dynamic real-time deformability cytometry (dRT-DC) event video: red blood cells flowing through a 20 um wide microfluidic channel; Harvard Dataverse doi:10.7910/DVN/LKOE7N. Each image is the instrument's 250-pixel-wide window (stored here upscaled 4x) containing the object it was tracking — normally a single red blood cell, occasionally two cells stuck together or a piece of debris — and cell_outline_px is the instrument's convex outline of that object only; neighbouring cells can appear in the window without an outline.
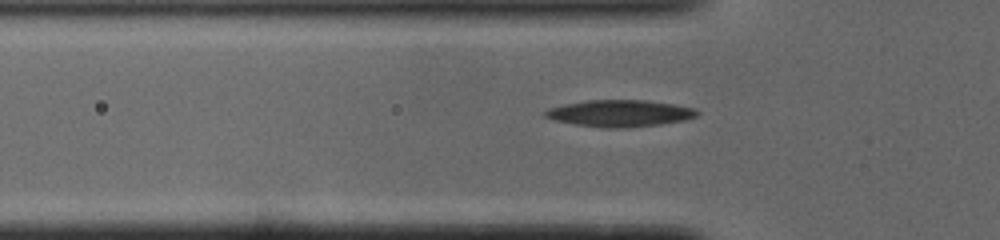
{"species": "common noctule bat (a hibernating species)", "species_latin": "Nyctalus noctula", "temperature_condition": "cold", "stored_images_in_passage": 32, "camera_frame_rate_fps": 3000, "um_per_image_px": 0.085, "animal": {"sex": "male", "body_mass_g": 19.0, "forearm_length_mm": 50.8}, "frame": {"image": 1, "passage_image": 6, "time_ms": 1.667, "image_size_px": [1000, 240], "cell_outline_px": [[700, 112], [696, 116], [684, 120], [660, 124], [616, 128], [608, 128], [576, 124], [556, 120], [544, 116], [544, 112], [548, 108], [564, 104], [588, 100], [644, 100], [672, 104], [696, 108]], "centroid_in_image_um": [52.69, 9.62], "position_along_channel_um": 73.1, "area_um2": 23.35}}
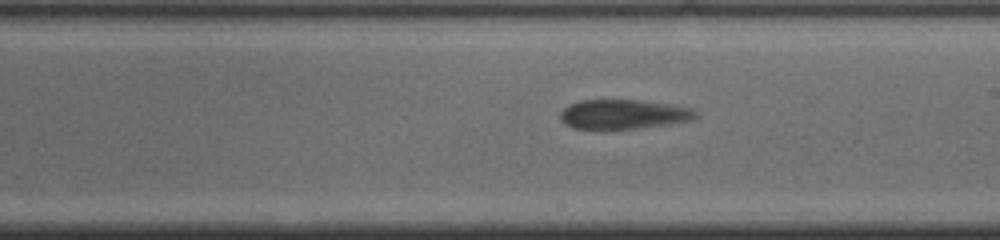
{"frame": {"image": 2, "passage_image": 19, "time_ms": 6.0, "image_size_px": [1000, 240], "cell_outline_px": [[700, 112], [692, 120], [640, 128], [572, 128], [564, 124], [560, 120], [560, 112], [568, 104], [580, 100], [640, 100], [668, 104], [692, 108]], "centroid_in_image_um": [52.98, 9.7], "position_along_channel_um": 236.0, "area_um2": 23.18}}
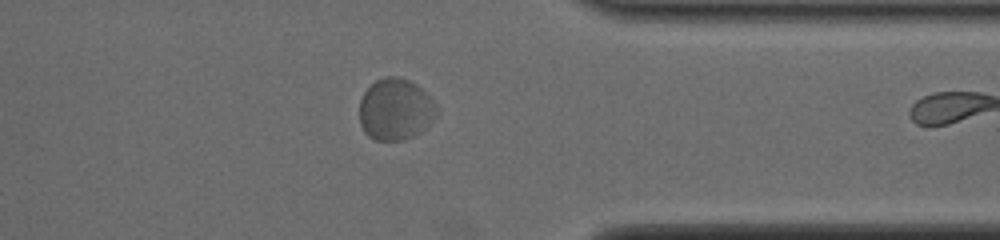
{"frame": {"image": 3, "passage_image": 31, "time_ms": 10.0, "image_size_px": [1000, 240], "cell_outline_px": [[436, 116], [420, 132], [404, 140], [372, 140], [364, 132], [360, 124], [360, 100], [364, 92], [376, 80], [384, 76], [396, 76], [408, 80], [416, 84], [428, 96], [436, 108]], "centroid_in_image_um": [33.57, 9.3], "position_along_channel_um": 377.8, "area_um2": 27.46}}